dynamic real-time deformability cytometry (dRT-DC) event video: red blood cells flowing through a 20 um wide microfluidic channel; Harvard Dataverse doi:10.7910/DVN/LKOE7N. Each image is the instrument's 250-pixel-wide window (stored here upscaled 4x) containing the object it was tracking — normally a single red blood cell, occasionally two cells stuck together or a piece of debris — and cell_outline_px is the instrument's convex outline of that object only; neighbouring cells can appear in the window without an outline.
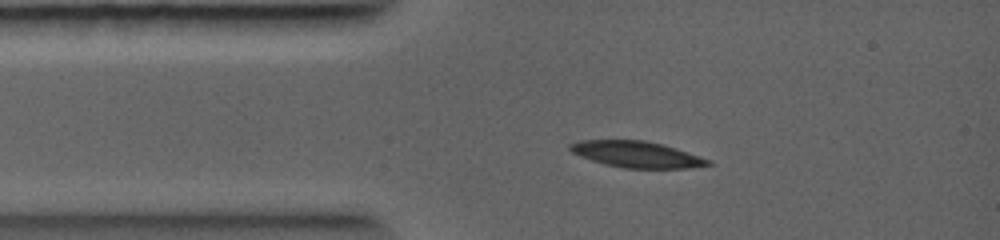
{"species": "common noctule bat (a hibernating species)", "species_latin": "Nyctalus noctula", "temperature_condition": "warm", "stored_images_in_passage": 9, "camera_frame_rate_fps": 5000, "um_per_image_px": 0.085, "animal": {"sex": "female", "body_mass_g": 19.0, "forearm_length_mm": 56.7}, "frame": {"image": 1, "passage_image": 1, "time_ms": 0.0, "image_size_px": [1000, 240], "cell_outline_px": [[716, 164], [692, 168], [624, 168], [604, 164], [580, 156], [572, 152], [568, 148], [568, 144], [580, 140], [644, 140], [664, 144], [712, 160]], "centroid_in_image_um": [54.16, 13.12], "position_along_channel_um": 30.8, "area_um2": 21.33}}
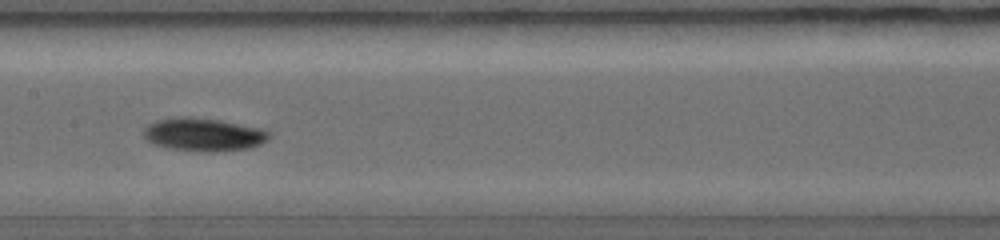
{"frame": {"image": 2, "passage_image": 7, "time_ms": 2.8, "image_size_px": [1000, 240], "cell_outline_px": [[272, 136], [268, 140], [252, 148], [216, 152], [204, 152], [168, 148], [152, 144], [144, 136], [144, 128], [148, 124], [156, 120], [176, 116], [188, 116], [220, 120], [260, 128], [272, 132]], "centroid_in_image_um": [17.32, 11.44], "position_along_channel_um": 190.1, "area_um2": 24.62}}
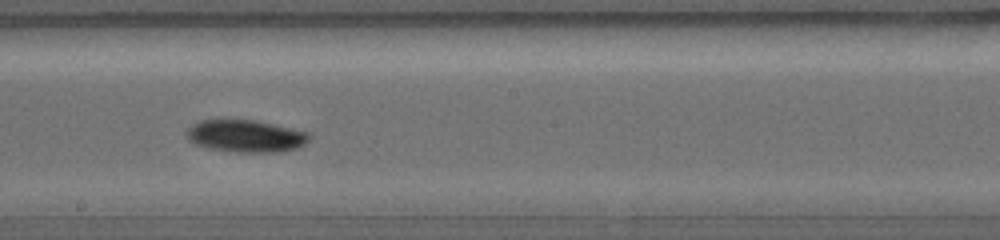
{"frame": {"image": 3, "passage_image": 8, "time_ms": 3.4, "image_size_px": [1000, 240], "cell_outline_px": [[312, 136], [304, 144], [296, 148], [280, 152], [236, 152], [208, 148], [196, 144], [188, 140], [188, 128], [192, 124], [200, 120], [228, 116], [256, 120], [292, 128], [308, 132]], "centroid_in_image_um": [20.86, 11.51], "position_along_channel_um": 227.3, "area_um2": 23.81}}